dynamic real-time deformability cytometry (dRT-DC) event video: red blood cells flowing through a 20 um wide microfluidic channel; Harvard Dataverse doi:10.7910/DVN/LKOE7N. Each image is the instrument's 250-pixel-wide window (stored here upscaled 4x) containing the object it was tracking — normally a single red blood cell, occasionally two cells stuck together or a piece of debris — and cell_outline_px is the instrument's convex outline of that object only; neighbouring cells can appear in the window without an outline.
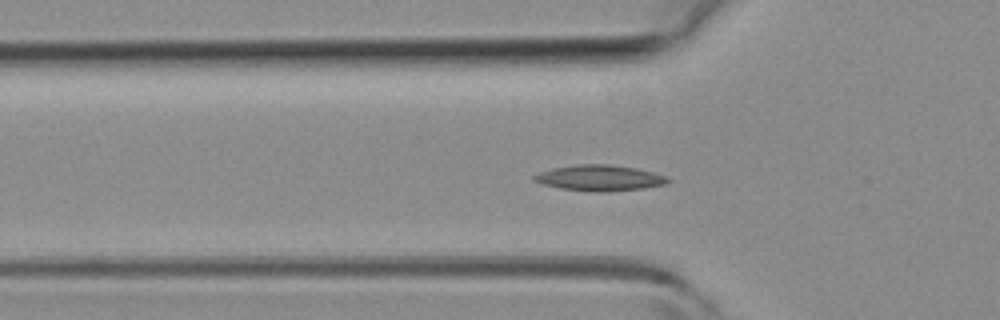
{"species": "common noctule bat (a hibernating species)", "species_latin": "Nyctalus noctula", "temperature_condition": "room temperature", "stored_images_in_passage": 34, "camera_frame_rate_fps": 3000, "um_per_image_px": 0.085, "animal": {"sex": "female", "body_mass_g": 19.3, "forearm_length_mm": 54.1}, "frame": {"image": 1, "passage_image": 14, "time_ms": 4.333, "image_size_px": [1000, 320], "cell_outline_px": [[672, 180], [664, 184], [644, 188], [608, 192], [592, 192], [560, 188], [544, 184], [532, 180], [532, 176], [540, 172], [552, 168], [576, 164], [608, 164], [636, 168], [652, 172], [664, 176]], "centroid_in_image_um": [50.94, 15.13], "position_along_channel_um": 74.9, "area_um2": 20.11}}
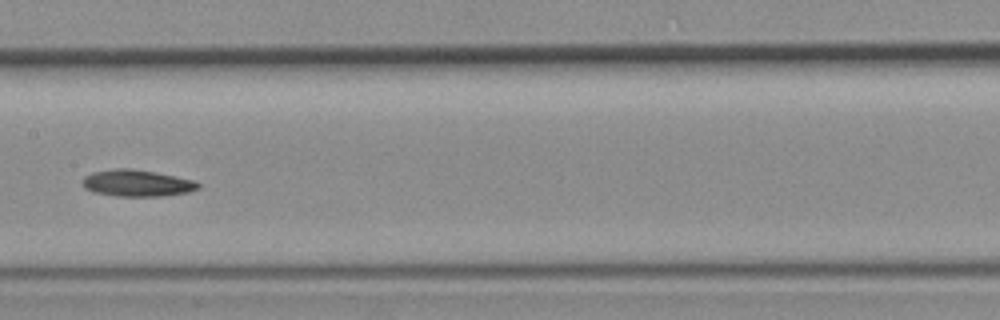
{"frame": {"image": 2, "passage_image": 22, "time_ms": 7.0, "image_size_px": [1000, 320], "cell_outline_px": [[200, 188], [188, 192], [164, 196], [116, 196], [96, 192], [84, 188], [84, 176], [92, 172], [116, 168], [132, 168], [156, 172], [192, 180], [200, 184]], "centroid_in_image_um": [11.66, 15.56], "position_along_channel_um": 195.7, "area_um2": 17.86}}
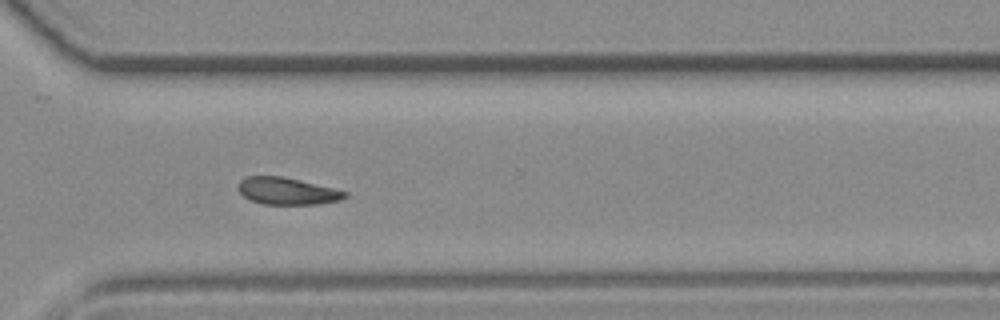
{"frame": {"image": 3, "passage_image": 32, "time_ms": 10.333, "image_size_px": [1000, 320], "cell_outline_px": [[348, 196], [340, 200], [320, 204], [264, 204], [252, 200], [244, 196], [236, 188], [236, 184], [244, 176], [284, 176], [348, 192]], "centroid_in_image_um": [24.38, 16.23], "position_along_channel_um": 346.2, "area_um2": 16.88}}